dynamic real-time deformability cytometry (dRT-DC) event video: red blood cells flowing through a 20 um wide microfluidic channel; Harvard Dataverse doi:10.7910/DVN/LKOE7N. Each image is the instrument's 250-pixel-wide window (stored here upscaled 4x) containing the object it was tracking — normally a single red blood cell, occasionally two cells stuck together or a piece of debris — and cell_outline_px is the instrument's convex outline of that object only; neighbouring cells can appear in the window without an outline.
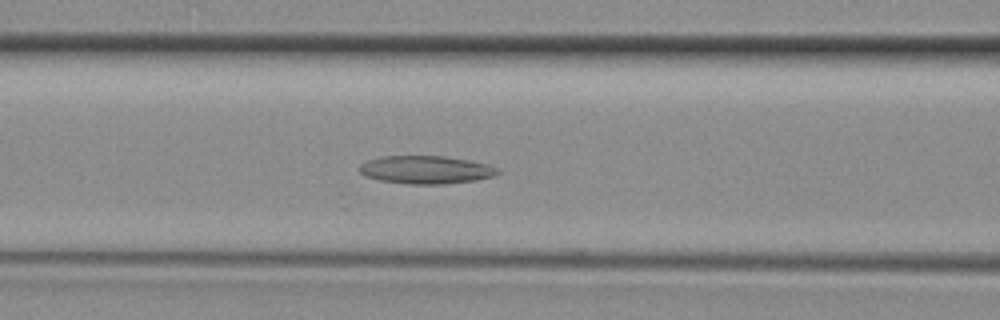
{"species": "common noctule bat (a hibernating species)", "species_latin": "Nyctalus noctula", "temperature_condition": "room temperature", "stored_images_in_passage": 36, "camera_frame_rate_fps": 3000, "um_per_image_px": 0.085, "animal": {"sex": "female", "body_mass_g": 29.2, "forearm_length_mm": 56.3}, "frame": {"image": 1, "passage_image": 16, "time_ms": 5.0, "image_size_px": [1000, 320], "cell_outline_px": [[500, 172], [496, 176], [476, 180], [444, 184], [408, 184], [380, 180], [364, 176], [360, 172], [360, 164], [368, 160], [384, 156], [444, 156], [468, 160], [488, 164], [496, 168]], "centroid_in_image_um": [36.21, 14.43], "position_along_channel_um": 130.4, "area_um2": 22.54}}
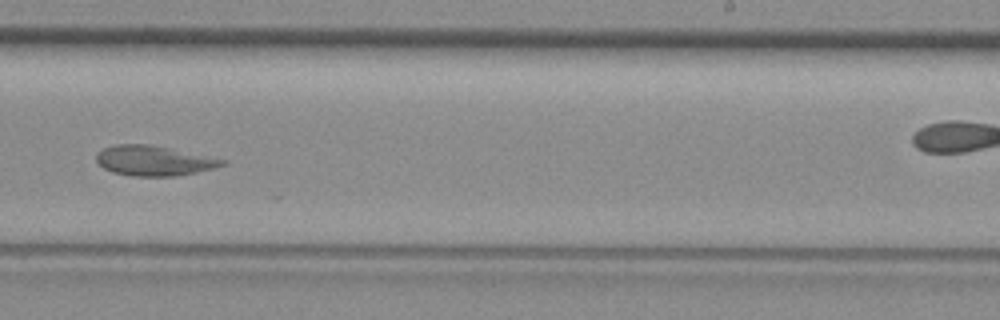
{"frame": {"image": 2, "passage_image": 25, "time_ms": 8.0, "image_size_px": [1000, 320], "cell_outline_px": [[228, 164], [196, 172], [176, 176], [132, 176], [112, 172], [104, 168], [96, 160], [96, 152], [104, 148], [116, 144], [148, 144], [228, 160]], "centroid_in_image_um": [13.07, 13.66], "position_along_channel_um": 275.9, "area_um2": 21.91}}
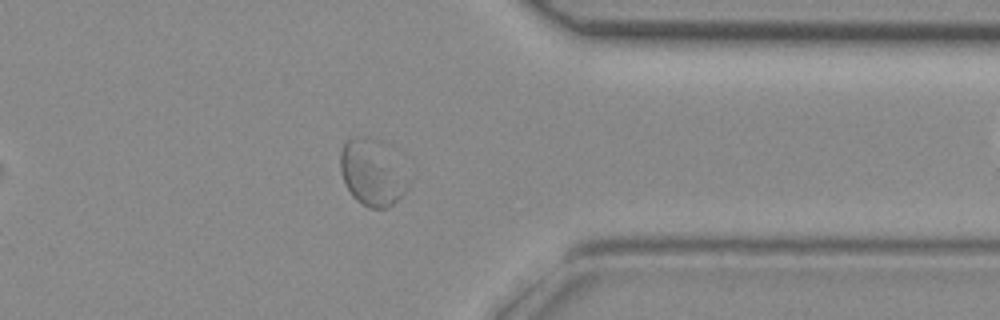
{"frame": {"image": 3, "passage_image": 32, "time_ms": 10.333, "image_size_px": [1000, 320], "cell_outline_px": [[412, 180], [404, 192], [388, 208], [368, 208], [360, 204], [352, 196], [344, 184], [340, 168], [340, 152], [344, 144], [352, 136]], "centroid_in_image_um": [31.49, 14.99], "position_along_channel_um": 379.9, "area_um2": 22.6}}